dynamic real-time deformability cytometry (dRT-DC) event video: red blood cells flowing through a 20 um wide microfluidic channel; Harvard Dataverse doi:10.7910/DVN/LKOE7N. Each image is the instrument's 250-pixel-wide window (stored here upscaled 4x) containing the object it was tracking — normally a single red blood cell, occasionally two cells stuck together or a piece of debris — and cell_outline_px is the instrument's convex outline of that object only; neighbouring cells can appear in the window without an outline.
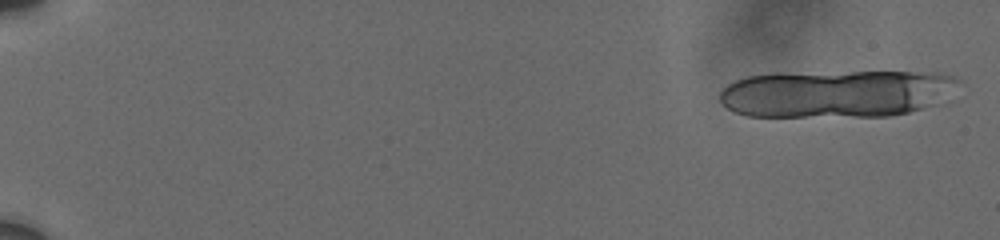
{"species": "human", "species_latin": "Homo sapiens", "temperature_condition": "cold", "stored_images_in_passage": 8, "camera_frame_rate_fps": 3000, "um_per_image_px": 0.085, "donor": {"sex": "male"}, "frame": {"image": 1, "passage_image": 1, "time_ms": 0.0, "image_size_px": [1000, 240], "cell_outline_px": [[960, 80], [928, 104], [920, 108], [908, 112], [888, 116], [748, 116], [736, 112], [728, 108], [720, 100], [720, 92], [728, 84], [736, 80], [748, 76], [776, 72], [932, 72], [952, 76]], "centroid_in_image_um": [70.91, 7.93], "position_along_channel_um": 14.1, "area_um2": 65.08}}